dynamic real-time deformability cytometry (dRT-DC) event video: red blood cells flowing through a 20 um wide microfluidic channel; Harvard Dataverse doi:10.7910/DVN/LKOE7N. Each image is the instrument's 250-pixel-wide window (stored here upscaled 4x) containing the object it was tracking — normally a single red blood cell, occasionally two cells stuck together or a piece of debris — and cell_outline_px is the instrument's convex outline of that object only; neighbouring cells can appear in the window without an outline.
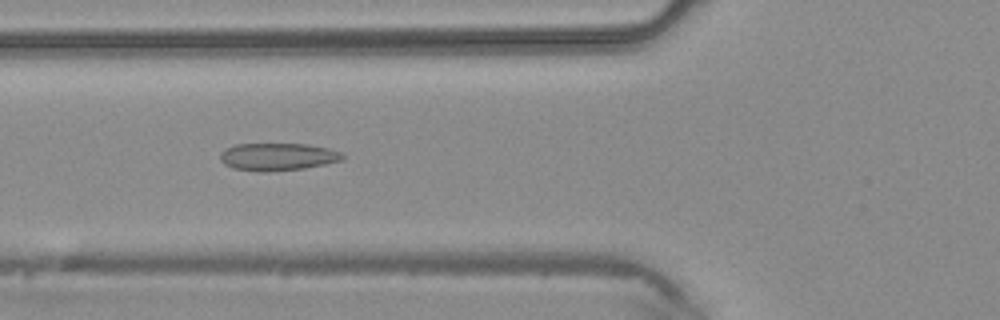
{"species": "common noctule bat (a hibernating species)", "species_latin": "Nyctalus noctula", "temperature_condition": "warm", "stored_images_in_passage": 43, "camera_frame_rate_fps": 3000, "um_per_image_px": 0.085, "animal": {"sex": "male", "body_mass_g": 20.4}, "frame": {"image": 1, "passage_image": 16, "time_ms": 5.0, "image_size_px": [1000, 320], "cell_outline_px": [[344, 160], [304, 168], [264, 172], [256, 172], [232, 168], [224, 164], [220, 160], [220, 152], [224, 148], [236, 144], [308, 144], [328, 148], [340, 152], [344, 156]], "centroid_in_image_um": [23.56, 13.32], "position_along_channel_um": 102.2, "area_um2": 19.77}}
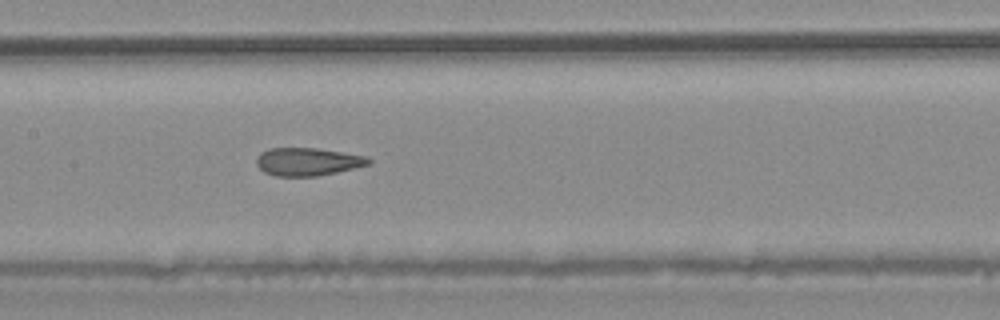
{"frame": {"image": 2, "passage_image": 21, "time_ms": 6.667, "image_size_px": [1000, 320], "cell_outline_px": [[372, 164], [336, 172], [316, 176], [276, 176], [264, 172], [256, 164], [256, 156], [260, 152], [268, 148], [316, 148], [368, 156], [372, 160]], "centroid_in_image_um": [26.15, 13.74], "position_along_channel_um": 181.2, "area_um2": 18.38}}
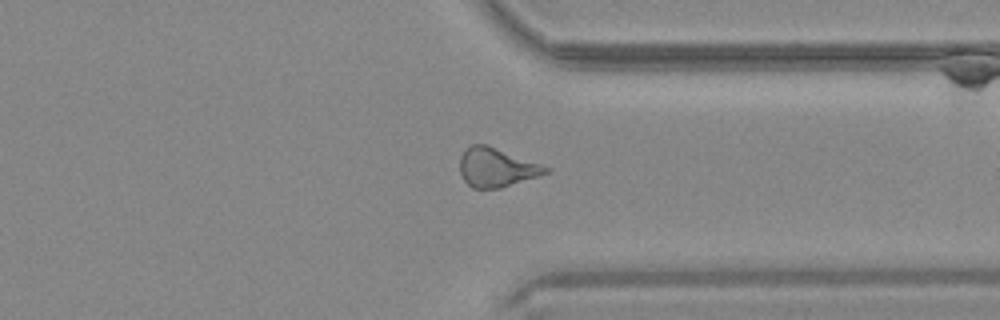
{"frame": {"image": 3, "passage_image": 33, "time_ms": 10.667, "image_size_px": [1000, 320], "cell_outline_px": [[552, 172], [500, 188], [472, 188], [464, 180], [460, 172], [460, 156], [464, 148], [472, 144], [488, 144], [552, 168]], "centroid_in_image_um": [42.22, 14.21], "position_along_channel_um": 369.2, "area_um2": 19.77}}